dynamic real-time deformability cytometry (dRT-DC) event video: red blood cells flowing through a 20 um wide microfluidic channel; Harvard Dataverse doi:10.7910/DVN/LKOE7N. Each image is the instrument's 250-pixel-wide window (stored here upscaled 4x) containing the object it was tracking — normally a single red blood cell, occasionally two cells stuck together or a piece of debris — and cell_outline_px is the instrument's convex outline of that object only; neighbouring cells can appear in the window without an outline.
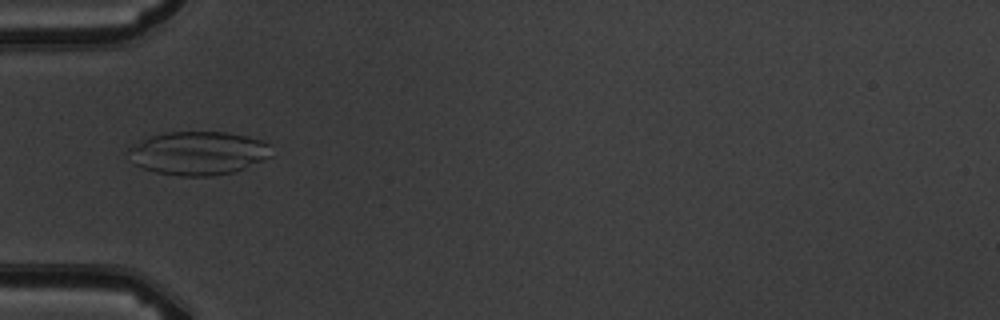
{"species": "common noctule bat (a hibernating species)", "species_latin": "Nyctalus noctula", "temperature_condition": "warm", "stored_images_in_passage": 5, "camera_frame_rate_fps": 3000, "um_per_image_px": 0.085, "animal": {"sex": "male", "body_mass_g": 19.5, "forearm_length_mm": 54.6}, "frame": {"image": 1, "passage_image": 2, "time_ms": 1.333, "image_size_px": [1000, 320], "cell_outline_px": [[272, 156], [236, 172], [212, 176], [176, 176], [156, 172], [132, 164], [128, 152], [128, 148], [148, 136], [168, 132], [224, 132], [248, 136], [264, 140], [268, 144]], "centroid_in_image_um": [16.85, 13.02], "position_along_channel_um": 68.2, "area_um2": 36.53}}
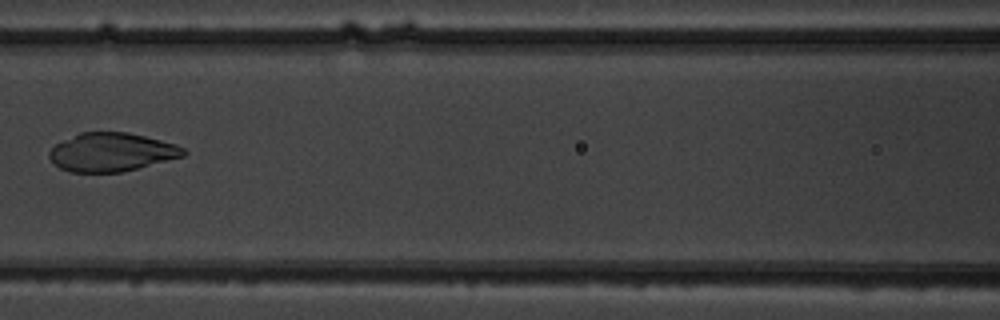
{"frame": {"image": 2, "passage_image": 4, "time_ms": 3.667, "image_size_px": [1000, 320], "cell_outline_px": [[188, 152], [184, 156], [124, 172], [72, 172], [60, 168], [48, 156], [48, 152], [56, 144], [80, 132], [128, 132], [176, 144], [184, 148]], "centroid_in_image_um": [9.51, 12.93], "position_along_channel_um": 157.1, "area_um2": 30.06}}
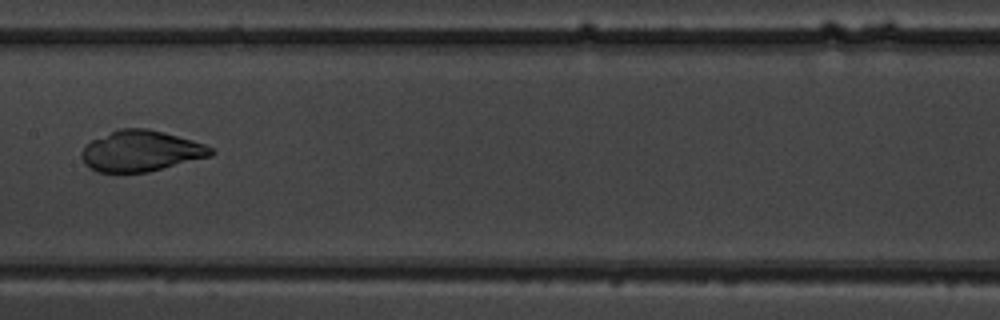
{"frame": {"image": 3, "passage_image": 5, "time_ms": 4.667, "image_size_px": [1000, 320], "cell_outline_px": [[216, 152], [212, 156], [148, 172], [96, 172], [88, 168], [84, 164], [80, 156], [80, 152], [92, 140], [120, 128], [148, 128], [164, 132], [192, 140], [204, 144], [212, 148]], "centroid_in_image_um": [11.98, 12.84], "position_along_channel_um": 195.4, "area_um2": 30.87}}